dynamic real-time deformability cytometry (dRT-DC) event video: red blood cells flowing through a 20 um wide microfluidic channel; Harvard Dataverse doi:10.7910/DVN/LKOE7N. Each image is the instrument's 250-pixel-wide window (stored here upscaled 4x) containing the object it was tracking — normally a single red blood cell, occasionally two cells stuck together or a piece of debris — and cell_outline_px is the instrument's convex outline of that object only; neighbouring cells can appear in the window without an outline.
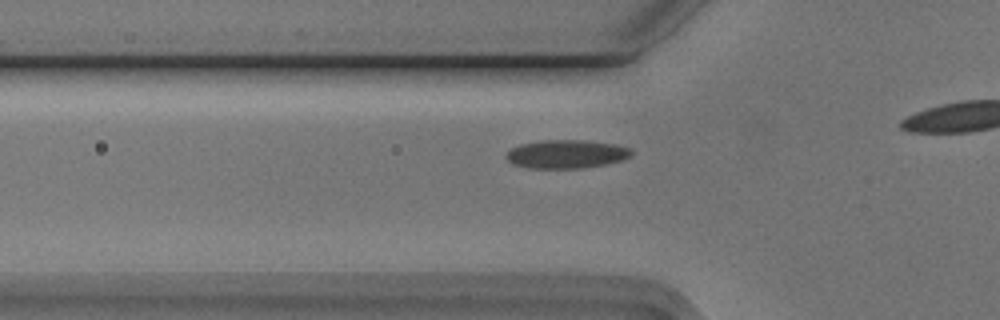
{"species": "Egyptian fruit bat (a non-hibernating species)", "species_latin": "Rousettus aegyptiacus", "temperature_condition": "cold", "stored_images_in_passage": 16, "camera_frame_rate_fps": 3000, "um_per_image_px": 0.085, "animal": {"sex": "male"}, "frame": {"image": 1, "passage_image": 10, "time_ms": 3.0, "image_size_px": [1000, 320], "cell_outline_px": [[632, 152], [628, 156], [620, 160], [604, 164], [584, 168], [528, 168], [512, 164], [504, 156], [512, 148], [520, 144], [540, 140], [584, 140], [616, 144], [628, 148]], "centroid_in_image_um": [48.08, 13.09], "position_along_channel_um": 77.7, "area_um2": 20.63}}
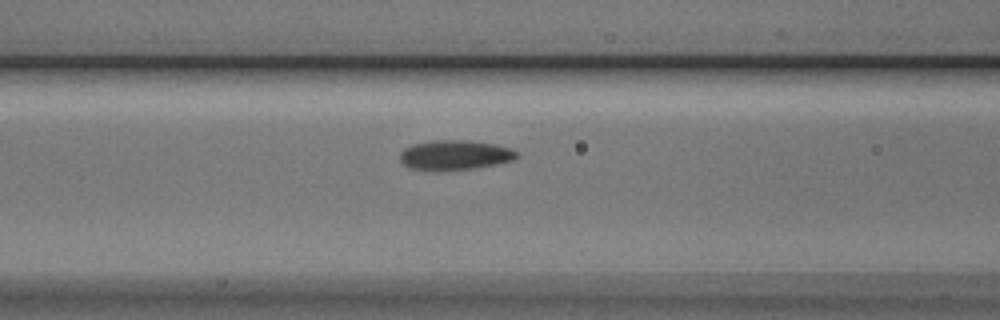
{"frame": {"image": 2, "passage_image": 14, "time_ms": 4.333, "image_size_px": [1000, 320], "cell_outline_px": [[520, 156], [512, 160], [472, 168], [408, 168], [400, 160], [400, 152], [404, 148], [412, 144], [432, 140], [472, 140], [496, 144], [512, 148], [520, 152]], "centroid_in_image_um": [38.71, 13.12], "position_along_channel_um": 127.9, "area_um2": 19.77}}